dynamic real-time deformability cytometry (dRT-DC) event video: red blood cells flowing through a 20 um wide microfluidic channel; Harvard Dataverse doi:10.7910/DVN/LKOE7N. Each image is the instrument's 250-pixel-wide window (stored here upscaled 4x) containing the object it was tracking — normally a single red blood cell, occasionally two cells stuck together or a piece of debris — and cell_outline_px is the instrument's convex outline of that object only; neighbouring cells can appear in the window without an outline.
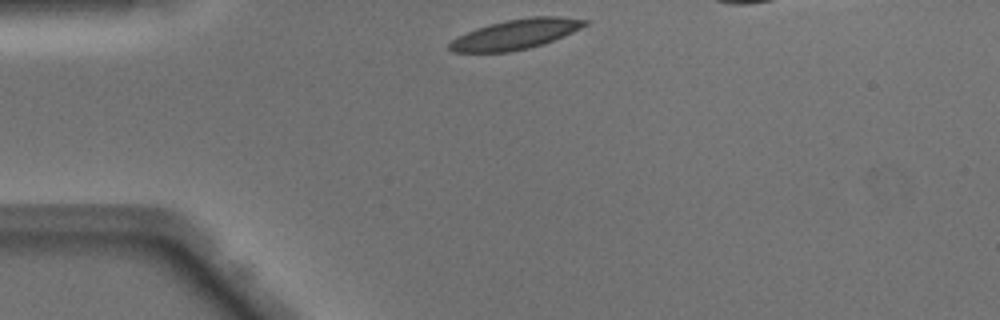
{"species": "Egyptian fruit bat (a non-hibernating species)", "species_latin": "Rousettus aegyptiacus", "temperature_condition": "warm", "stored_images_in_passage": 34, "camera_frame_rate_fps": 3000, "um_per_image_px": 0.085, "animal": {"sex": "male"}, "frame": {"image": 1, "passage_image": 1, "time_ms": 0.0, "image_size_px": [1000, 320], "cell_outline_px": [[588, 24], [564, 36], [544, 44], [528, 48], [508, 52], [452, 52], [448, 48], [448, 44], [452, 40], [476, 28], [488, 24], [508, 20], [532, 16], [560, 16], [588, 20]], "centroid_in_image_um": [43.85, 2.91], "position_along_channel_um": 41.2, "area_um2": 23.47}}
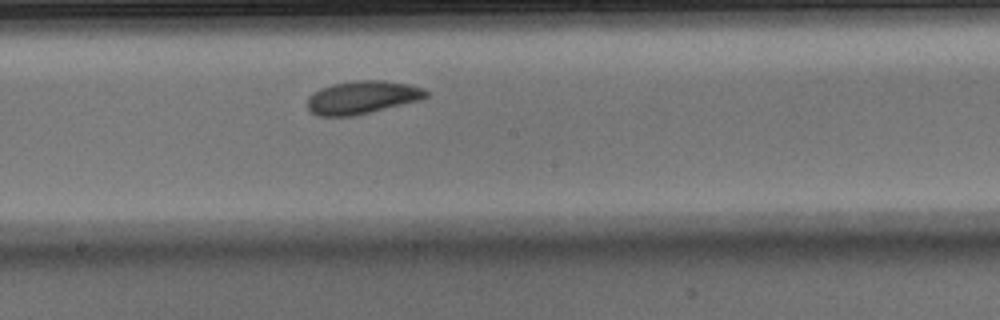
{"frame": {"image": 2, "passage_image": 16, "time_ms": 5.0, "image_size_px": [1000, 320], "cell_outline_px": [[428, 96], [420, 100], [372, 112], [352, 116], [316, 116], [308, 108], [308, 96], [312, 92], [320, 88], [332, 84], [356, 80], [384, 80], [412, 84], [424, 88], [428, 92]], "centroid_in_image_um": [30.8, 8.27], "position_along_channel_um": 217.4, "area_um2": 23.12}}
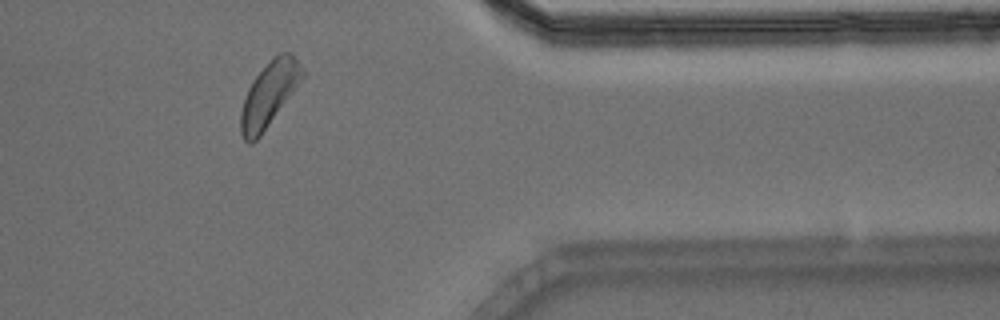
{"frame": {"image": 3, "passage_image": 30, "time_ms": 9.667, "image_size_px": [1000, 320], "cell_outline_px": [[304, 76], [260, 136], [252, 144], [248, 144], [244, 140], [240, 132], [240, 112], [248, 88], [252, 80], [280, 52], [292, 52], [304, 68]], "centroid_in_image_um": [22.86, 8.03], "position_along_channel_um": 388.5, "area_um2": 22.72}, "authors_computed_cell_mechanics": {"area_um2": 22.9755, "velocity_mm_per_s": 4.0375, "shape_relaxation_time_tau1_ms": 1.9669, "shape_relaxation_time_tau2_ms": 8.1054, "deformation_change_tau1": 0.0987, "deformation_change_tau2": 0.1456}}